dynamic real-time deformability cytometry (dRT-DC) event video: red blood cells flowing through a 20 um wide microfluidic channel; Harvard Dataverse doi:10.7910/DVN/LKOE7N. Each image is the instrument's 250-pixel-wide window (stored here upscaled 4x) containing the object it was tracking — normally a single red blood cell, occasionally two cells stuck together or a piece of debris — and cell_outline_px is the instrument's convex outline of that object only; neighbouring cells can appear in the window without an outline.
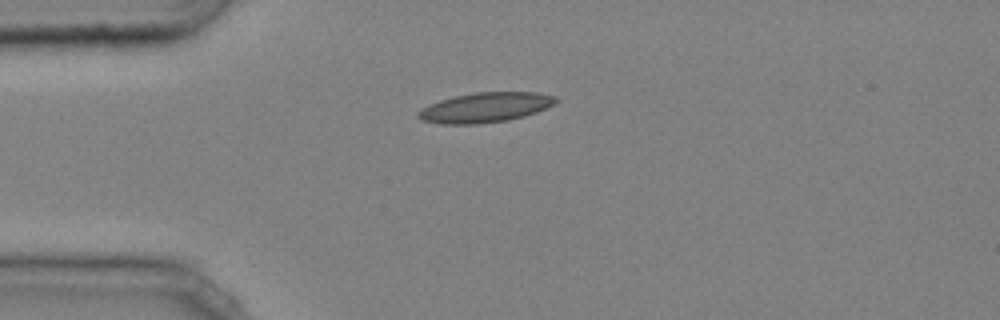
{"species": "common noctule bat (a hibernating species)", "species_latin": "Nyctalus noctula", "temperature_condition": "cold", "stored_images_in_passage": 32, "camera_frame_rate_fps": 3000, "um_per_image_px": 0.085, "animal": {"sex": "male", "body_mass_g": 20.4}, "frame": {"image": 1, "passage_image": 1, "time_ms": 0.0, "image_size_px": [1000, 320], "cell_outline_px": [[560, 100], [556, 104], [536, 112], [524, 116], [508, 120], [476, 124], [440, 124], [420, 120], [416, 116], [416, 112], [428, 104], [452, 96], [476, 92], [536, 92], [556, 96]], "centroid_in_image_um": [41.23, 9.13], "position_along_channel_um": 43.8, "area_um2": 24.28}}
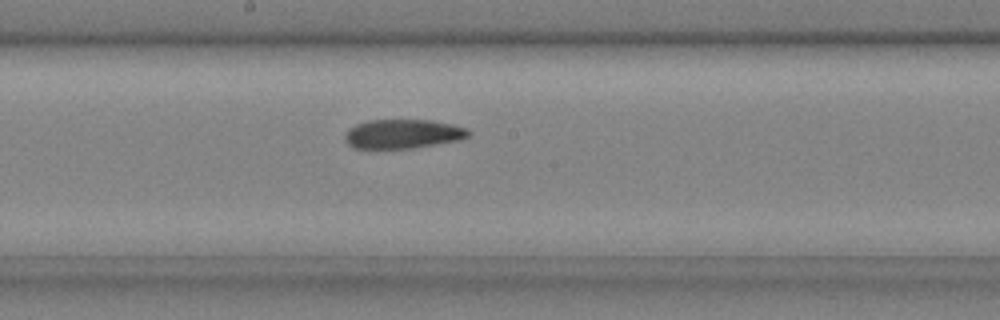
{"frame": {"image": 2, "passage_image": 15, "time_ms": 4.667, "image_size_px": [1000, 320], "cell_outline_px": [[472, 132], [468, 136], [460, 140], [412, 148], [352, 148], [344, 140], [344, 136], [348, 128], [356, 124], [368, 120], [432, 120], [452, 124], [468, 128]], "centroid_in_image_um": [34.24, 11.37], "position_along_channel_um": 214.0, "area_um2": 21.15}}
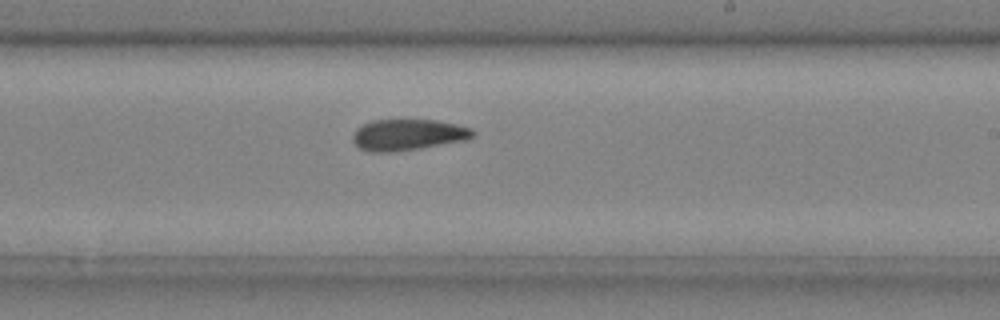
{"frame": {"image": 3, "passage_image": 18, "time_ms": 5.667, "image_size_px": [1000, 320], "cell_outline_px": [[476, 132], [472, 136], [464, 140], [420, 148], [388, 152], [372, 152], [360, 148], [352, 140], [352, 136], [356, 128], [372, 120], [440, 120], [472, 128]], "centroid_in_image_um": [34.67, 11.44], "position_along_channel_um": 254.3, "area_um2": 21.68}, "authors_computed_cell_mechanics": {"area_um2": 21.7328, "velocity_mm_per_s": 4.0449, "shape_relaxation_time_tau1_ms": null, "shape_relaxation_time_tau2_ms": 4.8036, "deformation_change_tau1": null, "deformation_change_tau2": 0.1017}}